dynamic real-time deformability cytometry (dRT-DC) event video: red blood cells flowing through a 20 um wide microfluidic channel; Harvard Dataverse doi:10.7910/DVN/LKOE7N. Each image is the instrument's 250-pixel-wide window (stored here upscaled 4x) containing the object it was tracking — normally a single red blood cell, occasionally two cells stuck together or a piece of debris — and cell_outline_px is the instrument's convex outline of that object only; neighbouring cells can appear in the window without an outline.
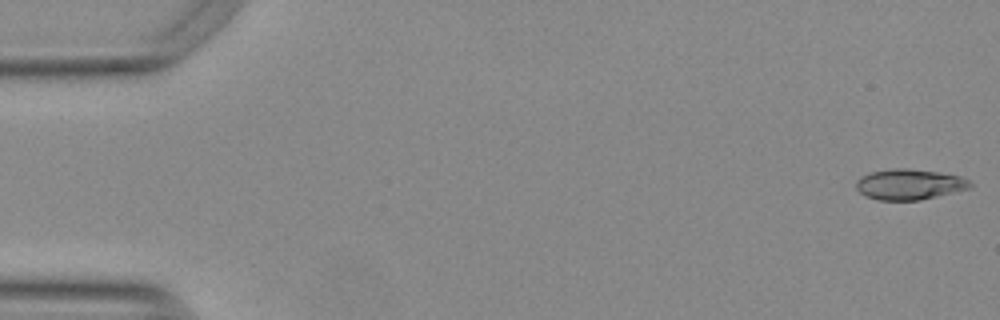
{"species": "Egyptian fruit bat (a non-hibernating species)", "species_latin": "Rousettus aegyptiacus", "temperature_condition": "warm", "stored_images_in_passage": 8, "camera_frame_rate_fps": 3000, "um_per_image_px": 0.085, "animal": {"sex": "female"}, "frame": {"image": 1, "passage_image": 1, "time_ms": 0.0, "image_size_px": [1000, 320], "cell_outline_px": [[972, 188], [920, 200], [880, 200], [864, 196], [856, 188], [856, 180], [860, 176], [872, 172], [896, 168], [904, 168], [936, 172], [960, 176], [968, 180], [972, 184]], "centroid_in_image_um": [77.28, 15.68], "position_along_channel_um": 7.7, "area_um2": 20.23}}